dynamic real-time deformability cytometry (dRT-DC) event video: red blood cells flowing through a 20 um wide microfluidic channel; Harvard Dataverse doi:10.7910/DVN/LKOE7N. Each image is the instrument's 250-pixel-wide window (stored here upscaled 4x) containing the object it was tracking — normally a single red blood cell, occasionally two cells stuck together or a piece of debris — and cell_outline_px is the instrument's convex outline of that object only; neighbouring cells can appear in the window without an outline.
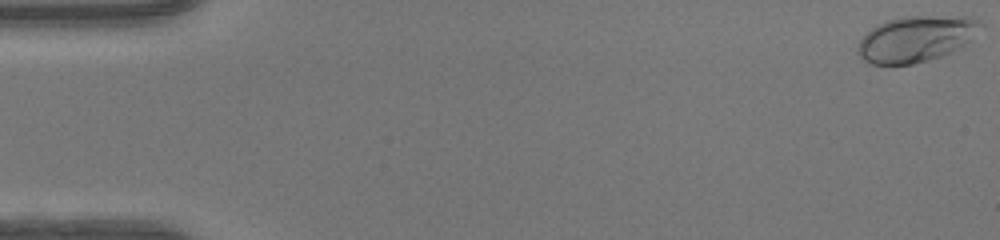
{"species": "human", "species_latin": "Homo sapiens", "temperature_condition": "warm", "stored_images_in_passage": 50, "camera_frame_rate_fps": 3000, "um_per_image_px": 0.085, "donor": {"sex": "female"}, "frame": {"image": 1, "passage_image": 1, "time_ms": 0.0, "image_size_px": [1000, 240], "cell_outline_px": [[984, 24], [964, 44], [940, 56], [928, 60], [912, 64], [868, 64], [856, 52], [856, 48], [860, 40], [872, 28], [888, 20], [904, 16], [968, 16], [980, 20]], "centroid_in_image_um": [77.84, 3.29], "position_along_channel_um": 7.2, "area_um2": 32.48}}
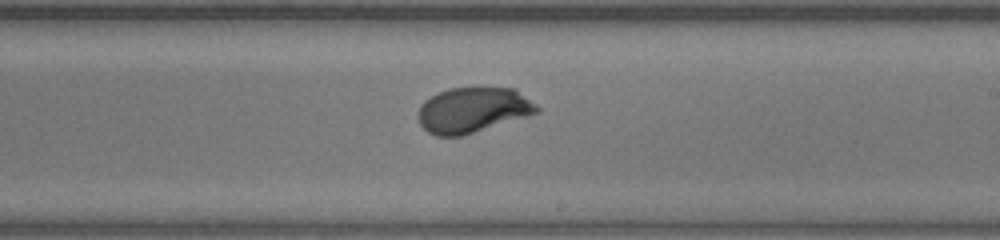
{"frame": {"image": 2, "passage_image": 30, "time_ms": 9.667, "image_size_px": [1000, 240], "cell_outline_px": [[540, 112], [460, 136], [436, 136], [428, 132], [420, 124], [416, 116], [420, 104], [424, 100], [436, 92], [448, 88], [516, 88], [536, 104], [540, 108]], "centroid_in_image_um": [40.16, 9.34], "position_along_channel_um": 248.8, "area_um2": 31.44}}
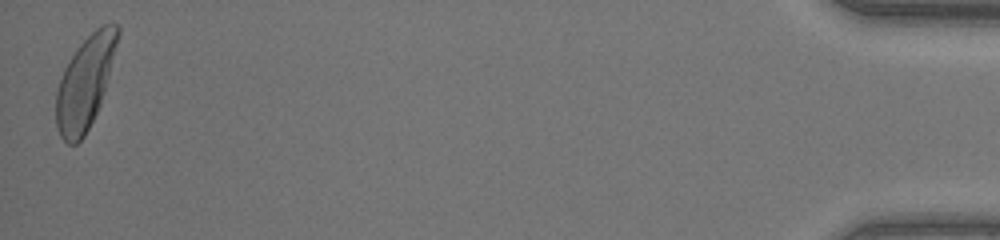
{"frame": {"image": 3, "passage_image": 50, "time_ms": 16.333, "image_size_px": [1000, 240], "cell_outline_px": [[120, 32], [108, 76], [100, 104], [84, 136], [76, 144], [68, 144], [60, 136], [56, 124], [56, 92], [64, 68], [68, 60], [76, 48], [100, 24], [116, 24], [120, 28]], "centroid_in_image_um": [7.21, 7.01], "position_along_channel_um": 428.0, "area_um2": 32.66}, "authors_computed_cell_mechanics": {"area_um2": 31.3565, "velocity_mm_per_s": 4.1562, "shape_relaxation_time_tau1_ms": 2.2846, "shape_relaxation_time_tau2_ms": null, "deformation_change_tau1": 0.1454, "deformation_change_tau2": null}}